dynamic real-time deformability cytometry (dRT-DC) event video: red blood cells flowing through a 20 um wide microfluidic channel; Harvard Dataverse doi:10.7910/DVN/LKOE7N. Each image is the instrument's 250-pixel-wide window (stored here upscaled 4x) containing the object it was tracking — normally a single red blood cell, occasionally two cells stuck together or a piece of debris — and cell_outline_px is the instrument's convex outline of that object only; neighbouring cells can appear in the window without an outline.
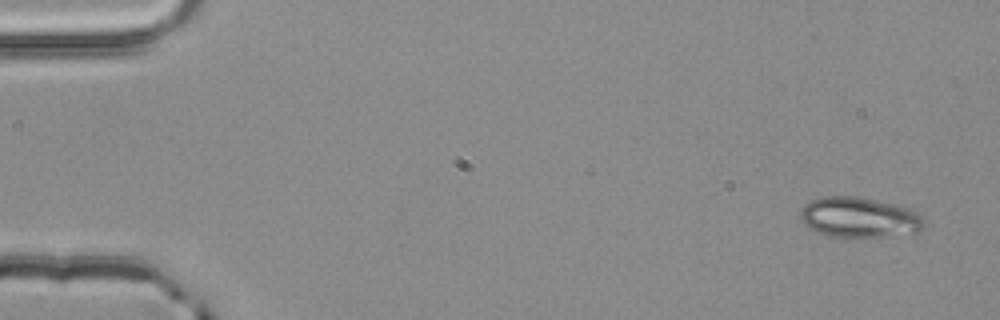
{"species": "common noctule bat (a hibernating species)", "species_latin": "Nyctalus noctula", "temperature_condition": "room temperature", "stored_images_in_passage": 3, "camera_frame_rate_fps": 3000, "um_per_image_px": 0.085, "animal": {"sex": "male", "body_mass_g": 20.4}, "frame": {"image": 1, "passage_image": 1, "time_ms": 0.0, "image_size_px": [1000, 320], "cell_outline_px": [[924, 224], [920, 232], [880, 236], [832, 236], [808, 228], [800, 220], [800, 212], [804, 204], [812, 200], [824, 196], [856, 196], [896, 204], [920, 212], [924, 220]], "centroid_in_image_um": [73.04, 18.45], "position_along_channel_um": 12.0, "area_um2": 28.96}}